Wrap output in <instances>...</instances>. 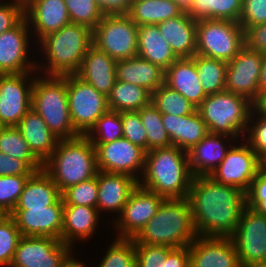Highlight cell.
Returning <instances> with one entry per match:
<instances>
[{"instance_id": "1", "label": "cell", "mask_w": 266, "mask_h": 267, "mask_svg": "<svg viewBox=\"0 0 266 267\" xmlns=\"http://www.w3.org/2000/svg\"><path fill=\"white\" fill-rule=\"evenodd\" d=\"M187 199L196 233L203 237H231L247 206L246 193L210 176L193 177Z\"/></svg>"}, {"instance_id": "2", "label": "cell", "mask_w": 266, "mask_h": 267, "mask_svg": "<svg viewBox=\"0 0 266 267\" xmlns=\"http://www.w3.org/2000/svg\"><path fill=\"white\" fill-rule=\"evenodd\" d=\"M192 179L188 152L170 146L146 152L138 184L164 199H182L188 197Z\"/></svg>"}, {"instance_id": "3", "label": "cell", "mask_w": 266, "mask_h": 267, "mask_svg": "<svg viewBox=\"0 0 266 267\" xmlns=\"http://www.w3.org/2000/svg\"><path fill=\"white\" fill-rule=\"evenodd\" d=\"M36 45L40 46L39 51L43 49L41 53H44L46 59L44 64L36 63L37 73L44 71V76L74 75L93 45V30L69 23L43 37Z\"/></svg>"}, {"instance_id": "4", "label": "cell", "mask_w": 266, "mask_h": 267, "mask_svg": "<svg viewBox=\"0 0 266 267\" xmlns=\"http://www.w3.org/2000/svg\"><path fill=\"white\" fill-rule=\"evenodd\" d=\"M187 198L164 199L157 213L133 238L134 243L181 248L197 237Z\"/></svg>"}, {"instance_id": "5", "label": "cell", "mask_w": 266, "mask_h": 267, "mask_svg": "<svg viewBox=\"0 0 266 267\" xmlns=\"http://www.w3.org/2000/svg\"><path fill=\"white\" fill-rule=\"evenodd\" d=\"M43 169L62 193L70 186L97 176L95 147L85 135L59 139L56 149L43 163Z\"/></svg>"}, {"instance_id": "6", "label": "cell", "mask_w": 266, "mask_h": 267, "mask_svg": "<svg viewBox=\"0 0 266 267\" xmlns=\"http://www.w3.org/2000/svg\"><path fill=\"white\" fill-rule=\"evenodd\" d=\"M38 75L32 88V109L59 139L80 136L71 122L65 76Z\"/></svg>"}, {"instance_id": "7", "label": "cell", "mask_w": 266, "mask_h": 267, "mask_svg": "<svg viewBox=\"0 0 266 267\" xmlns=\"http://www.w3.org/2000/svg\"><path fill=\"white\" fill-rule=\"evenodd\" d=\"M196 110L209 133L244 139L253 102L242 95L224 91L206 96Z\"/></svg>"}, {"instance_id": "8", "label": "cell", "mask_w": 266, "mask_h": 267, "mask_svg": "<svg viewBox=\"0 0 266 267\" xmlns=\"http://www.w3.org/2000/svg\"><path fill=\"white\" fill-rule=\"evenodd\" d=\"M196 54L224 62L232 60L245 45L238 22L218 19L197 21Z\"/></svg>"}, {"instance_id": "9", "label": "cell", "mask_w": 266, "mask_h": 267, "mask_svg": "<svg viewBox=\"0 0 266 267\" xmlns=\"http://www.w3.org/2000/svg\"><path fill=\"white\" fill-rule=\"evenodd\" d=\"M93 45L115 61L137 56L138 26L128 14L104 15L93 30Z\"/></svg>"}, {"instance_id": "10", "label": "cell", "mask_w": 266, "mask_h": 267, "mask_svg": "<svg viewBox=\"0 0 266 267\" xmlns=\"http://www.w3.org/2000/svg\"><path fill=\"white\" fill-rule=\"evenodd\" d=\"M66 88L71 122L80 135H86L109 110L108 98L75 74L66 75Z\"/></svg>"}, {"instance_id": "11", "label": "cell", "mask_w": 266, "mask_h": 267, "mask_svg": "<svg viewBox=\"0 0 266 267\" xmlns=\"http://www.w3.org/2000/svg\"><path fill=\"white\" fill-rule=\"evenodd\" d=\"M241 267L266 265V215L246 206L230 237Z\"/></svg>"}, {"instance_id": "12", "label": "cell", "mask_w": 266, "mask_h": 267, "mask_svg": "<svg viewBox=\"0 0 266 267\" xmlns=\"http://www.w3.org/2000/svg\"><path fill=\"white\" fill-rule=\"evenodd\" d=\"M72 247L46 236H22L10 267H66L74 258Z\"/></svg>"}, {"instance_id": "13", "label": "cell", "mask_w": 266, "mask_h": 267, "mask_svg": "<svg viewBox=\"0 0 266 267\" xmlns=\"http://www.w3.org/2000/svg\"><path fill=\"white\" fill-rule=\"evenodd\" d=\"M35 74H0V120L5 126H17L32 108Z\"/></svg>"}, {"instance_id": "14", "label": "cell", "mask_w": 266, "mask_h": 267, "mask_svg": "<svg viewBox=\"0 0 266 267\" xmlns=\"http://www.w3.org/2000/svg\"><path fill=\"white\" fill-rule=\"evenodd\" d=\"M93 146L96 150L99 171L127 174L137 181L140 180L145 165L144 149L124 137L107 144H93Z\"/></svg>"}, {"instance_id": "15", "label": "cell", "mask_w": 266, "mask_h": 267, "mask_svg": "<svg viewBox=\"0 0 266 267\" xmlns=\"http://www.w3.org/2000/svg\"><path fill=\"white\" fill-rule=\"evenodd\" d=\"M164 198L139 184L130 193L121 213L114 221L117 238H135L148 221L157 213Z\"/></svg>"}, {"instance_id": "16", "label": "cell", "mask_w": 266, "mask_h": 267, "mask_svg": "<svg viewBox=\"0 0 266 267\" xmlns=\"http://www.w3.org/2000/svg\"><path fill=\"white\" fill-rule=\"evenodd\" d=\"M242 141V145L235 144L229 149L210 177L216 182L239 188L247 193L257 175V154L245 141Z\"/></svg>"}, {"instance_id": "17", "label": "cell", "mask_w": 266, "mask_h": 267, "mask_svg": "<svg viewBox=\"0 0 266 267\" xmlns=\"http://www.w3.org/2000/svg\"><path fill=\"white\" fill-rule=\"evenodd\" d=\"M29 30L24 17L15 27L0 34V74L37 72L36 62L28 57L32 41L28 40L32 38Z\"/></svg>"}, {"instance_id": "18", "label": "cell", "mask_w": 266, "mask_h": 267, "mask_svg": "<svg viewBox=\"0 0 266 267\" xmlns=\"http://www.w3.org/2000/svg\"><path fill=\"white\" fill-rule=\"evenodd\" d=\"M262 58L263 53L244 45L227 63L226 91L242 95L254 102L259 95L258 79Z\"/></svg>"}, {"instance_id": "19", "label": "cell", "mask_w": 266, "mask_h": 267, "mask_svg": "<svg viewBox=\"0 0 266 267\" xmlns=\"http://www.w3.org/2000/svg\"><path fill=\"white\" fill-rule=\"evenodd\" d=\"M63 214L64 202L61 197L53 205L13 210L10 216L15 220L22 236H46L61 240Z\"/></svg>"}, {"instance_id": "20", "label": "cell", "mask_w": 266, "mask_h": 267, "mask_svg": "<svg viewBox=\"0 0 266 267\" xmlns=\"http://www.w3.org/2000/svg\"><path fill=\"white\" fill-rule=\"evenodd\" d=\"M188 248L189 267H241L230 237L197 236Z\"/></svg>"}, {"instance_id": "21", "label": "cell", "mask_w": 266, "mask_h": 267, "mask_svg": "<svg viewBox=\"0 0 266 267\" xmlns=\"http://www.w3.org/2000/svg\"><path fill=\"white\" fill-rule=\"evenodd\" d=\"M24 17L36 43L71 23L64 0H24Z\"/></svg>"}, {"instance_id": "22", "label": "cell", "mask_w": 266, "mask_h": 267, "mask_svg": "<svg viewBox=\"0 0 266 267\" xmlns=\"http://www.w3.org/2000/svg\"><path fill=\"white\" fill-rule=\"evenodd\" d=\"M234 139L228 135L208 133L200 140L188 151L189 168L192 176H210L234 145L229 143ZM223 141L229 145L226 146Z\"/></svg>"}, {"instance_id": "23", "label": "cell", "mask_w": 266, "mask_h": 267, "mask_svg": "<svg viewBox=\"0 0 266 267\" xmlns=\"http://www.w3.org/2000/svg\"><path fill=\"white\" fill-rule=\"evenodd\" d=\"M116 63L112 57L92 45L75 75L108 97L116 82Z\"/></svg>"}, {"instance_id": "24", "label": "cell", "mask_w": 266, "mask_h": 267, "mask_svg": "<svg viewBox=\"0 0 266 267\" xmlns=\"http://www.w3.org/2000/svg\"><path fill=\"white\" fill-rule=\"evenodd\" d=\"M98 199L97 210L99 213H121L130 193L138 185V181L127 174L98 171Z\"/></svg>"}, {"instance_id": "25", "label": "cell", "mask_w": 266, "mask_h": 267, "mask_svg": "<svg viewBox=\"0 0 266 267\" xmlns=\"http://www.w3.org/2000/svg\"><path fill=\"white\" fill-rule=\"evenodd\" d=\"M157 25L178 58H192L196 55L197 21L187 12Z\"/></svg>"}, {"instance_id": "26", "label": "cell", "mask_w": 266, "mask_h": 267, "mask_svg": "<svg viewBox=\"0 0 266 267\" xmlns=\"http://www.w3.org/2000/svg\"><path fill=\"white\" fill-rule=\"evenodd\" d=\"M162 124L169 135L171 145L186 152L209 133L197 110L186 116L162 114Z\"/></svg>"}, {"instance_id": "27", "label": "cell", "mask_w": 266, "mask_h": 267, "mask_svg": "<svg viewBox=\"0 0 266 267\" xmlns=\"http://www.w3.org/2000/svg\"><path fill=\"white\" fill-rule=\"evenodd\" d=\"M164 84L179 92L196 108L206 98L192 58H178L165 70Z\"/></svg>"}, {"instance_id": "28", "label": "cell", "mask_w": 266, "mask_h": 267, "mask_svg": "<svg viewBox=\"0 0 266 267\" xmlns=\"http://www.w3.org/2000/svg\"><path fill=\"white\" fill-rule=\"evenodd\" d=\"M16 127L27 141L30 150L42 163L56 149L59 138L49 129L34 109L31 108Z\"/></svg>"}, {"instance_id": "29", "label": "cell", "mask_w": 266, "mask_h": 267, "mask_svg": "<svg viewBox=\"0 0 266 267\" xmlns=\"http://www.w3.org/2000/svg\"><path fill=\"white\" fill-rule=\"evenodd\" d=\"M99 216V211L95 207L64 204L61 241L73 247L78 238L80 241L89 239L95 234Z\"/></svg>"}, {"instance_id": "30", "label": "cell", "mask_w": 266, "mask_h": 267, "mask_svg": "<svg viewBox=\"0 0 266 267\" xmlns=\"http://www.w3.org/2000/svg\"><path fill=\"white\" fill-rule=\"evenodd\" d=\"M165 70L140 56L116 63V80L138 85L151 94L164 84Z\"/></svg>"}, {"instance_id": "31", "label": "cell", "mask_w": 266, "mask_h": 267, "mask_svg": "<svg viewBox=\"0 0 266 267\" xmlns=\"http://www.w3.org/2000/svg\"><path fill=\"white\" fill-rule=\"evenodd\" d=\"M61 198L58 186L44 170L35 171L26 181L23 192L14 210L44 208L55 204Z\"/></svg>"}, {"instance_id": "32", "label": "cell", "mask_w": 266, "mask_h": 267, "mask_svg": "<svg viewBox=\"0 0 266 267\" xmlns=\"http://www.w3.org/2000/svg\"><path fill=\"white\" fill-rule=\"evenodd\" d=\"M137 55L167 70L178 57L161 35L158 25L138 26Z\"/></svg>"}, {"instance_id": "33", "label": "cell", "mask_w": 266, "mask_h": 267, "mask_svg": "<svg viewBox=\"0 0 266 267\" xmlns=\"http://www.w3.org/2000/svg\"><path fill=\"white\" fill-rule=\"evenodd\" d=\"M183 12L172 0H135L128 15L137 26H141L157 25Z\"/></svg>"}, {"instance_id": "34", "label": "cell", "mask_w": 266, "mask_h": 267, "mask_svg": "<svg viewBox=\"0 0 266 267\" xmlns=\"http://www.w3.org/2000/svg\"><path fill=\"white\" fill-rule=\"evenodd\" d=\"M108 98L109 110L139 111L151 103L152 94L141 86L116 80Z\"/></svg>"}, {"instance_id": "35", "label": "cell", "mask_w": 266, "mask_h": 267, "mask_svg": "<svg viewBox=\"0 0 266 267\" xmlns=\"http://www.w3.org/2000/svg\"><path fill=\"white\" fill-rule=\"evenodd\" d=\"M242 7L243 0H192L186 12L195 21L218 19L238 22Z\"/></svg>"}, {"instance_id": "36", "label": "cell", "mask_w": 266, "mask_h": 267, "mask_svg": "<svg viewBox=\"0 0 266 267\" xmlns=\"http://www.w3.org/2000/svg\"><path fill=\"white\" fill-rule=\"evenodd\" d=\"M194 63L206 96L226 91L227 62L196 54Z\"/></svg>"}, {"instance_id": "37", "label": "cell", "mask_w": 266, "mask_h": 267, "mask_svg": "<svg viewBox=\"0 0 266 267\" xmlns=\"http://www.w3.org/2000/svg\"><path fill=\"white\" fill-rule=\"evenodd\" d=\"M0 152L26 161L35 171L43 169V163L30 150L16 126H6L0 133Z\"/></svg>"}, {"instance_id": "38", "label": "cell", "mask_w": 266, "mask_h": 267, "mask_svg": "<svg viewBox=\"0 0 266 267\" xmlns=\"http://www.w3.org/2000/svg\"><path fill=\"white\" fill-rule=\"evenodd\" d=\"M137 112L146 129L147 151L172 146L169 135L162 124V114L152 102Z\"/></svg>"}, {"instance_id": "39", "label": "cell", "mask_w": 266, "mask_h": 267, "mask_svg": "<svg viewBox=\"0 0 266 267\" xmlns=\"http://www.w3.org/2000/svg\"><path fill=\"white\" fill-rule=\"evenodd\" d=\"M151 102L161 114L186 116L192 114L197 109L179 92L165 84H162L152 93Z\"/></svg>"}, {"instance_id": "40", "label": "cell", "mask_w": 266, "mask_h": 267, "mask_svg": "<svg viewBox=\"0 0 266 267\" xmlns=\"http://www.w3.org/2000/svg\"><path fill=\"white\" fill-rule=\"evenodd\" d=\"M92 144H107L123 137L121 113L108 110L85 135Z\"/></svg>"}, {"instance_id": "41", "label": "cell", "mask_w": 266, "mask_h": 267, "mask_svg": "<svg viewBox=\"0 0 266 267\" xmlns=\"http://www.w3.org/2000/svg\"><path fill=\"white\" fill-rule=\"evenodd\" d=\"M98 267H136L134 239L116 238Z\"/></svg>"}, {"instance_id": "42", "label": "cell", "mask_w": 266, "mask_h": 267, "mask_svg": "<svg viewBox=\"0 0 266 267\" xmlns=\"http://www.w3.org/2000/svg\"><path fill=\"white\" fill-rule=\"evenodd\" d=\"M71 23L94 30L104 14L94 0H64Z\"/></svg>"}, {"instance_id": "43", "label": "cell", "mask_w": 266, "mask_h": 267, "mask_svg": "<svg viewBox=\"0 0 266 267\" xmlns=\"http://www.w3.org/2000/svg\"><path fill=\"white\" fill-rule=\"evenodd\" d=\"M64 204L97 207L98 183L97 176L70 186L61 193Z\"/></svg>"}, {"instance_id": "44", "label": "cell", "mask_w": 266, "mask_h": 267, "mask_svg": "<svg viewBox=\"0 0 266 267\" xmlns=\"http://www.w3.org/2000/svg\"><path fill=\"white\" fill-rule=\"evenodd\" d=\"M21 237V232L11 216L0 224V267H10Z\"/></svg>"}, {"instance_id": "45", "label": "cell", "mask_w": 266, "mask_h": 267, "mask_svg": "<svg viewBox=\"0 0 266 267\" xmlns=\"http://www.w3.org/2000/svg\"><path fill=\"white\" fill-rule=\"evenodd\" d=\"M31 175L0 176V207L9 214L16 207L24 185Z\"/></svg>"}, {"instance_id": "46", "label": "cell", "mask_w": 266, "mask_h": 267, "mask_svg": "<svg viewBox=\"0 0 266 267\" xmlns=\"http://www.w3.org/2000/svg\"><path fill=\"white\" fill-rule=\"evenodd\" d=\"M136 267H165L167 255L174 249L165 245L135 243Z\"/></svg>"}, {"instance_id": "47", "label": "cell", "mask_w": 266, "mask_h": 267, "mask_svg": "<svg viewBox=\"0 0 266 267\" xmlns=\"http://www.w3.org/2000/svg\"><path fill=\"white\" fill-rule=\"evenodd\" d=\"M123 137L147 152V134L137 111L121 112Z\"/></svg>"}, {"instance_id": "48", "label": "cell", "mask_w": 266, "mask_h": 267, "mask_svg": "<svg viewBox=\"0 0 266 267\" xmlns=\"http://www.w3.org/2000/svg\"><path fill=\"white\" fill-rule=\"evenodd\" d=\"M245 136L244 141L257 155L266 152V117L252 110Z\"/></svg>"}, {"instance_id": "49", "label": "cell", "mask_w": 266, "mask_h": 267, "mask_svg": "<svg viewBox=\"0 0 266 267\" xmlns=\"http://www.w3.org/2000/svg\"><path fill=\"white\" fill-rule=\"evenodd\" d=\"M238 23L244 32L251 26L266 23V0H243Z\"/></svg>"}, {"instance_id": "50", "label": "cell", "mask_w": 266, "mask_h": 267, "mask_svg": "<svg viewBox=\"0 0 266 267\" xmlns=\"http://www.w3.org/2000/svg\"><path fill=\"white\" fill-rule=\"evenodd\" d=\"M24 18V0L0 2V34L15 27Z\"/></svg>"}, {"instance_id": "51", "label": "cell", "mask_w": 266, "mask_h": 267, "mask_svg": "<svg viewBox=\"0 0 266 267\" xmlns=\"http://www.w3.org/2000/svg\"><path fill=\"white\" fill-rule=\"evenodd\" d=\"M246 203L248 207L266 215V177L255 176L249 191L246 193Z\"/></svg>"}, {"instance_id": "52", "label": "cell", "mask_w": 266, "mask_h": 267, "mask_svg": "<svg viewBox=\"0 0 266 267\" xmlns=\"http://www.w3.org/2000/svg\"><path fill=\"white\" fill-rule=\"evenodd\" d=\"M35 170L24 160L0 152V176L33 174Z\"/></svg>"}, {"instance_id": "53", "label": "cell", "mask_w": 266, "mask_h": 267, "mask_svg": "<svg viewBox=\"0 0 266 267\" xmlns=\"http://www.w3.org/2000/svg\"><path fill=\"white\" fill-rule=\"evenodd\" d=\"M245 45L255 51L266 52V23L249 27L244 32Z\"/></svg>"}, {"instance_id": "54", "label": "cell", "mask_w": 266, "mask_h": 267, "mask_svg": "<svg viewBox=\"0 0 266 267\" xmlns=\"http://www.w3.org/2000/svg\"><path fill=\"white\" fill-rule=\"evenodd\" d=\"M104 15L128 14L132 0H94Z\"/></svg>"}, {"instance_id": "55", "label": "cell", "mask_w": 266, "mask_h": 267, "mask_svg": "<svg viewBox=\"0 0 266 267\" xmlns=\"http://www.w3.org/2000/svg\"><path fill=\"white\" fill-rule=\"evenodd\" d=\"M165 267H189L188 246L174 248L165 260Z\"/></svg>"}, {"instance_id": "56", "label": "cell", "mask_w": 266, "mask_h": 267, "mask_svg": "<svg viewBox=\"0 0 266 267\" xmlns=\"http://www.w3.org/2000/svg\"><path fill=\"white\" fill-rule=\"evenodd\" d=\"M253 110L266 117V90L260 92L257 99L253 102Z\"/></svg>"}, {"instance_id": "57", "label": "cell", "mask_w": 266, "mask_h": 267, "mask_svg": "<svg viewBox=\"0 0 266 267\" xmlns=\"http://www.w3.org/2000/svg\"><path fill=\"white\" fill-rule=\"evenodd\" d=\"M259 93L266 90V52L263 53L262 64L258 79Z\"/></svg>"}, {"instance_id": "58", "label": "cell", "mask_w": 266, "mask_h": 267, "mask_svg": "<svg viewBox=\"0 0 266 267\" xmlns=\"http://www.w3.org/2000/svg\"><path fill=\"white\" fill-rule=\"evenodd\" d=\"M257 175L266 177V152L257 155Z\"/></svg>"}, {"instance_id": "59", "label": "cell", "mask_w": 266, "mask_h": 267, "mask_svg": "<svg viewBox=\"0 0 266 267\" xmlns=\"http://www.w3.org/2000/svg\"><path fill=\"white\" fill-rule=\"evenodd\" d=\"M175 4H177L181 10L186 12L192 3V0H172Z\"/></svg>"}, {"instance_id": "60", "label": "cell", "mask_w": 266, "mask_h": 267, "mask_svg": "<svg viewBox=\"0 0 266 267\" xmlns=\"http://www.w3.org/2000/svg\"><path fill=\"white\" fill-rule=\"evenodd\" d=\"M82 261L76 260L75 257L69 262L66 267H86Z\"/></svg>"}, {"instance_id": "61", "label": "cell", "mask_w": 266, "mask_h": 267, "mask_svg": "<svg viewBox=\"0 0 266 267\" xmlns=\"http://www.w3.org/2000/svg\"><path fill=\"white\" fill-rule=\"evenodd\" d=\"M10 216V214L5 211L2 207H0V224L6 220L8 217Z\"/></svg>"}, {"instance_id": "62", "label": "cell", "mask_w": 266, "mask_h": 267, "mask_svg": "<svg viewBox=\"0 0 266 267\" xmlns=\"http://www.w3.org/2000/svg\"><path fill=\"white\" fill-rule=\"evenodd\" d=\"M5 127V124L0 120V133Z\"/></svg>"}, {"instance_id": "63", "label": "cell", "mask_w": 266, "mask_h": 267, "mask_svg": "<svg viewBox=\"0 0 266 267\" xmlns=\"http://www.w3.org/2000/svg\"><path fill=\"white\" fill-rule=\"evenodd\" d=\"M247 267H266V265H253V266H247Z\"/></svg>"}]
</instances>
